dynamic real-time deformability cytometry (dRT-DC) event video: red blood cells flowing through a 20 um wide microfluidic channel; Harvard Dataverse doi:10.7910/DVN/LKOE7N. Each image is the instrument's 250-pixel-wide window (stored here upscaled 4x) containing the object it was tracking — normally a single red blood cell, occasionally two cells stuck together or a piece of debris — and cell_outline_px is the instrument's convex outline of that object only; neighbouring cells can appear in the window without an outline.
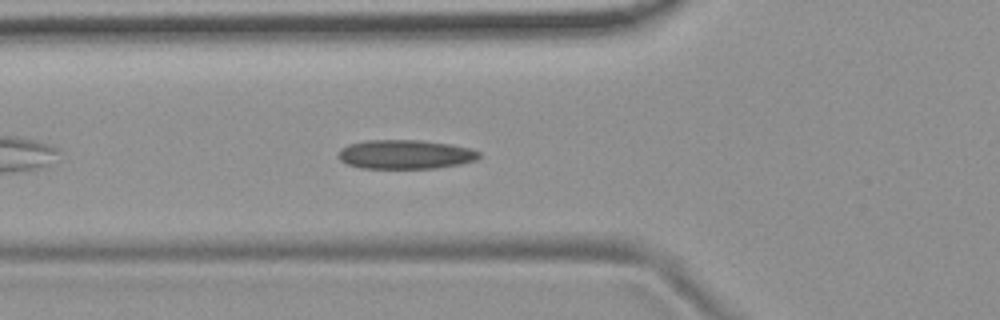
{"species": "common noctule bat (a hibernating species)", "species_latin": "Nyctalus noctula", "temperature_condition": "room temperature", "stored_images_in_passage": 42, "camera_frame_rate_fps": 3000, "um_per_image_px": 0.085, "animal": {"sex": "female", "body_mass_g": 19.9}, "frame": {"image": 1, "passage_image": 7, "time_ms": 2.0, "image_size_px": [1000, 320], "cell_outline_px": [[480, 156], [476, 160], [460, 164], [436, 168], [360, 168], [348, 164], [340, 160], [336, 156], [340, 148], [348, 144], [364, 140], [420, 140], [452, 144], [468, 148], [480, 152]], "centroid_in_image_um": [34.41, 13.12], "position_along_channel_um": 91.4, "area_um2": 24.04}}
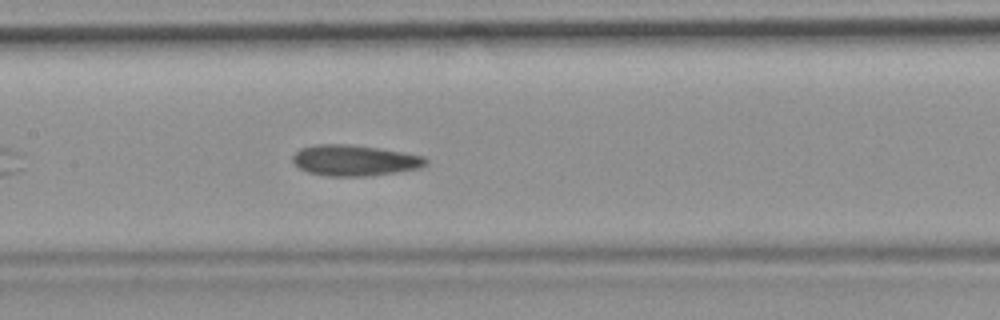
{"frame": {"image": 2, "passage_image": 14, "time_ms": 4.333, "image_size_px": [1000, 320], "cell_outline_px": [[428, 164], [420, 168], [396, 172], [368, 176], [328, 176], [308, 172], [300, 168], [292, 160], [292, 156], [300, 148], [312, 144], [352, 144], [380, 148], [404, 152], [424, 156], [428, 160]], "centroid_in_image_um": [30.15, 13.62], "position_along_channel_um": 177.2, "area_um2": 24.16}}
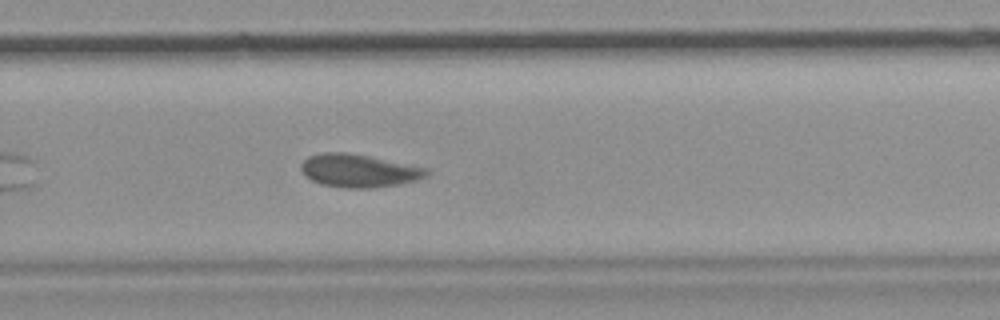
{"frame": {"image": 3, "passage_image": 24, "time_ms": 7.667, "image_size_px": [1000, 320], "cell_outline_px": [[432, 172], [428, 176], [416, 180], [400, 184], [372, 188], [344, 188], [320, 184], [312, 180], [300, 168], [300, 164], [308, 156], [320, 152], [348, 152], [428, 168]], "centroid_in_image_um": [30.52, 14.51], "position_along_channel_um": 299.3, "area_um2": 24.28}, "authors_computed_cell_mechanics": {"area_um2": 24.1315, "velocity_mm_per_s": 3.6779, "shape_relaxation_time_tau1_ms": null, "shape_relaxation_time_tau2_ms": 1.8583, "deformation_change_tau1": null, "deformation_change_tau2": 0.068}}